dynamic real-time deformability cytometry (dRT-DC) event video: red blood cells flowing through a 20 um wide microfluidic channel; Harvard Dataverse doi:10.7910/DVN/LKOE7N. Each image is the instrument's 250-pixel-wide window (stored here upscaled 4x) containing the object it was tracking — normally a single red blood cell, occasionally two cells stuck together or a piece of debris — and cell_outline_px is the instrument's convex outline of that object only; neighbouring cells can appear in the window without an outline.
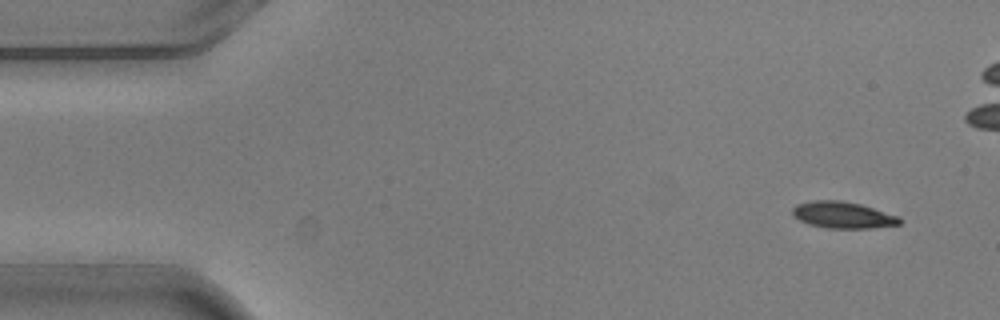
{"species": "common noctule bat (a hibernating species)", "species_latin": "Nyctalus noctula", "temperature_condition": "warm", "stored_images_in_passage": 7, "camera_frame_rate_fps": 3000, "um_per_image_px": 0.085, "animal": {"sex": "male", "body_mass_g": 20.5, "forearm_length_mm": 52.5}, "frame": {"image": 1, "passage_image": 1, "time_ms": 0.0, "image_size_px": [1000, 320], "cell_outline_px": [[904, 220], [900, 224], [868, 228], [828, 228], [808, 224], [792, 216], [792, 208], [796, 204], [812, 200], [840, 200], [860, 204], [900, 216]], "centroid_in_image_um": [71.64, 18.27], "position_along_channel_um": 13.4, "area_um2": 16.7}}
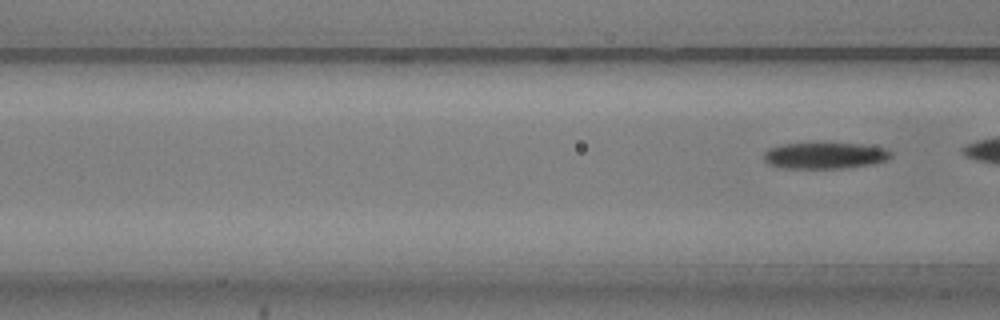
{"frame": {"image": 2, "passage_image": 7, "time_ms": 2.0, "image_size_px": [1000, 320], "cell_outline_px": [[892, 156], [888, 160], [876, 164], [844, 168], [784, 168], [768, 164], [764, 160], [764, 152], [768, 148], [784, 144], [864, 144], [884, 148], [892, 152]], "centroid_in_image_um": [70.15, 13.24], "position_along_channel_um": 96.4, "area_um2": 19.48}}